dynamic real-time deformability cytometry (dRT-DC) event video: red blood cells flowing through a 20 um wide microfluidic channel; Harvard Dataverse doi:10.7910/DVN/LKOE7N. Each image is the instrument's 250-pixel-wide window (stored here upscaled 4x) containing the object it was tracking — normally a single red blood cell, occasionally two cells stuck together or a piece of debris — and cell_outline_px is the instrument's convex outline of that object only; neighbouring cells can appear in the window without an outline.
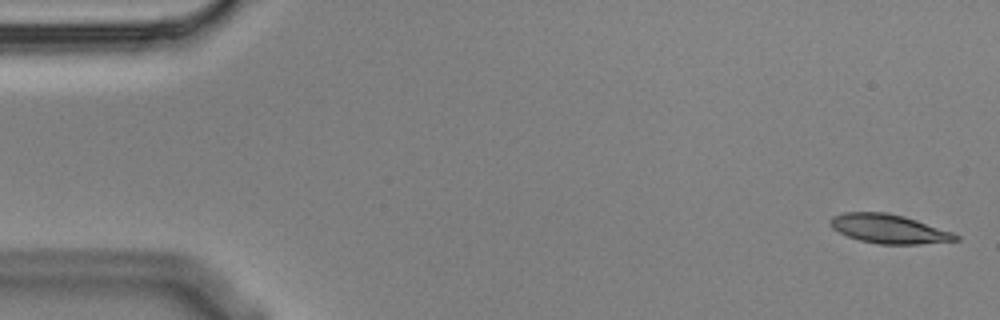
{"species": "Egyptian fruit bat (a non-hibernating species)", "species_latin": "Rousettus aegyptiacus", "temperature_condition": "cold", "stored_images_in_passage": 5, "camera_frame_rate_fps": 3000, "um_per_image_px": 0.085, "animal": {"sex": "male"}, "frame": {"image": 1, "passage_image": 1, "time_ms": 0.0, "image_size_px": [1000, 320], "cell_outline_px": [[960, 240], [916, 244], [880, 244], [860, 240], [848, 236], [832, 228], [832, 216], [844, 212], [884, 212], [904, 216], [952, 232], [960, 236]], "centroid_in_image_um": [75.58, 19.45], "position_along_channel_um": 9.4, "area_um2": 20.87}}
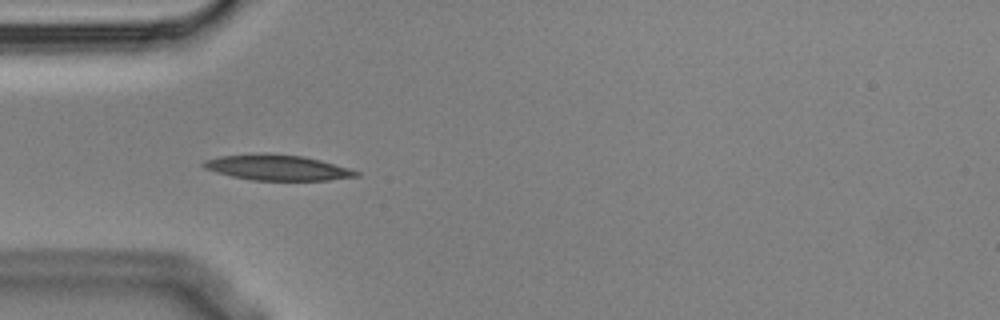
{"frame": {"image": 2, "passage_image": 5, "time_ms": 1.333, "image_size_px": [1000, 320], "cell_outline_px": [[360, 176], [328, 180], [252, 180], [232, 176], [216, 172], [204, 168], [200, 164], [204, 160], [220, 156], [264, 152], [304, 156], [320, 160], [348, 168], [360, 172]], "centroid_in_image_um": [23.54, 14.23], "position_along_channel_um": 61.5, "area_um2": 22.77}}